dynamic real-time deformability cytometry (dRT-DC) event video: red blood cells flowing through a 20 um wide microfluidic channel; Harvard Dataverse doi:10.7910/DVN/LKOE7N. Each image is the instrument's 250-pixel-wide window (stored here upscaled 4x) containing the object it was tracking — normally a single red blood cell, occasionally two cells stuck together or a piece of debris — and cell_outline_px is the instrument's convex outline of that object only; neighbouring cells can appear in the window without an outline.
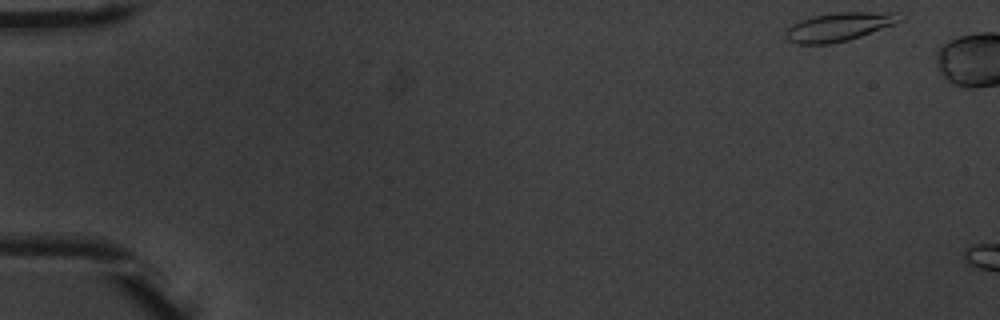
{"species": "common noctule bat (a hibernating species)", "species_latin": "Nyctalus noctula", "temperature_condition": "warm", "stored_images_in_passage": 5, "camera_frame_rate_fps": 3000, "um_per_image_px": 0.085, "animal": {"sex": "male", "body_mass_g": 20.1, "forearm_length_mm": 53.5}, "frame": {"image": 1, "passage_image": 1, "time_ms": 0.0, "image_size_px": [1000, 320], "cell_outline_px": [[908, 16], [904, 20], [860, 36], [848, 40], [828, 44], [796, 44], [788, 40], [784, 36], [784, 32], [792, 24], [800, 20], [812, 16], [836, 12], [900, 12]], "centroid_in_image_um": [71.35, 2.26], "position_along_channel_um": 13.7, "area_um2": 19.25}}